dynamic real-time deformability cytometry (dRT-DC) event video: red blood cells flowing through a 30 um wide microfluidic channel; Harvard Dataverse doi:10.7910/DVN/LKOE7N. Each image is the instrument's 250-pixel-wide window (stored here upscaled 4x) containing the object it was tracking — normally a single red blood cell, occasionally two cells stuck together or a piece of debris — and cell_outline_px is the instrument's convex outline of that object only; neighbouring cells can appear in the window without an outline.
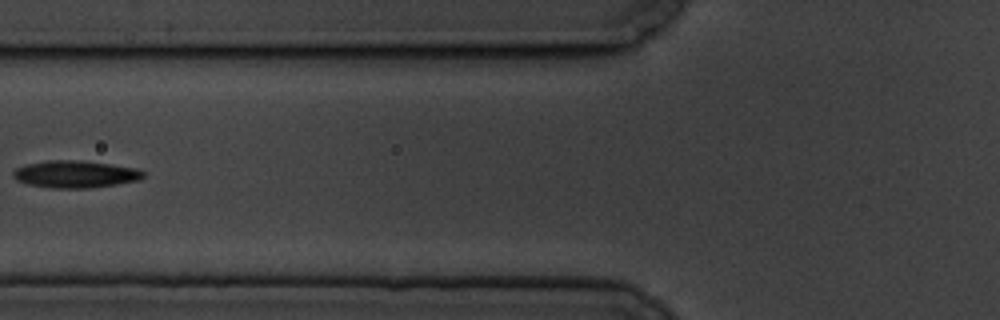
{"species": "common noctule bat (a hibernating species)", "species_latin": "Nyctalus noctula", "temperature_condition": "cold", "stored_images_in_passage": 7, "camera_frame_rate_fps": 3000, "um_per_image_px": 0.085, "animal": {"sex": "male", "body_mass_g": 19.5, "forearm_length_mm": 54.6}, "frame": {"image": 1, "passage_image": 7, "time_ms": 7.667, "image_size_px": [1000, 320], "cell_outline_px": [[144, 176], [140, 180], [116, 184], [88, 188], [48, 188], [28, 184], [16, 180], [12, 176], [12, 172], [16, 168], [28, 164], [48, 160], [80, 160], [136, 168], [144, 172]], "centroid_in_image_um": [6.37, 14.81], "position_along_channel_um": 119.4, "area_um2": 20.58}}